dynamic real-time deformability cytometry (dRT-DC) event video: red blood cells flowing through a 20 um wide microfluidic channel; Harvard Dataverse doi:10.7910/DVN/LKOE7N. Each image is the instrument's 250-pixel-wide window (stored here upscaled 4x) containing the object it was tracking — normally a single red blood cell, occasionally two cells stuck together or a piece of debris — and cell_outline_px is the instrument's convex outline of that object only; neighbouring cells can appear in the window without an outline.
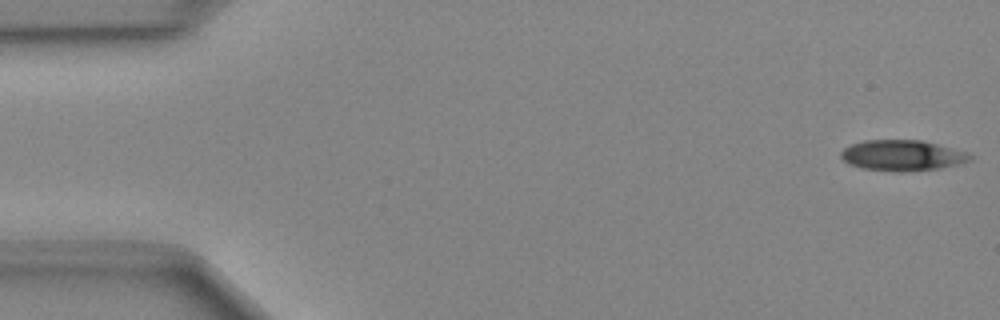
{"species": "Egyptian fruit bat (a non-hibernating species)", "species_latin": "Rousettus aegyptiacus", "temperature_condition": "cold", "stored_images_in_passage": 48, "camera_frame_rate_fps": 3000, "um_per_image_px": 0.085, "animal": {"sex": "female"}, "frame": {"image": 1, "passage_image": 1, "time_ms": 0.0, "image_size_px": [1000, 320], "cell_outline_px": [[972, 160], [964, 164], [940, 168], [900, 172], [864, 168], [848, 164], [840, 156], [840, 152], [844, 148], [852, 144], [864, 140], [920, 140], [968, 152], [972, 156]], "centroid_in_image_um": [76.73, 13.21], "position_along_channel_um": 8.3, "area_um2": 23.12}}
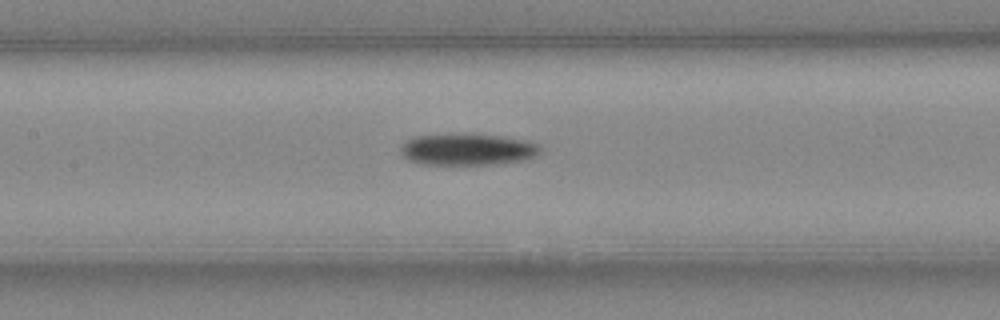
{"frame": {"image": 2, "passage_image": 22, "time_ms": 7.0, "image_size_px": [1000, 320], "cell_outline_px": [[540, 152], [532, 156], [520, 160], [492, 164], [420, 164], [408, 160], [400, 152], [400, 148], [408, 140], [416, 136], [460, 132], [468, 132], [500, 136], [528, 140], [536, 144], [540, 148]], "centroid_in_image_um": [39.69, 12.67], "position_along_channel_um": 167.7, "area_um2": 25.89}}
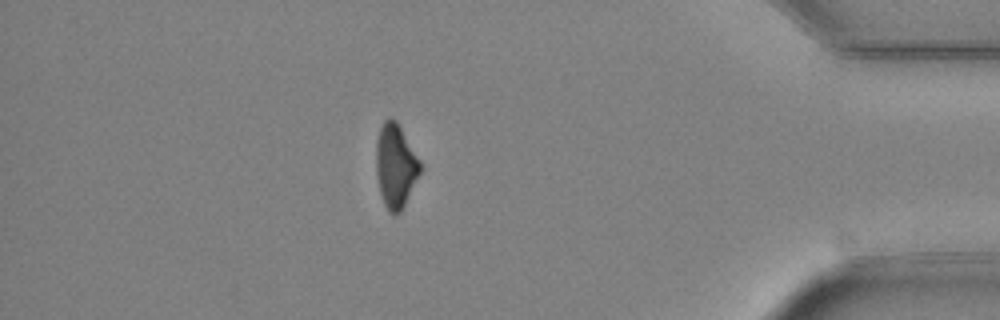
{"frame": {"image": 3, "passage_image": 42, "time_ms": 13.667, "image_size_px": [1000, 320], "cell_outline_px": [[420, 172], [400, 212], [392, 216], [388, 212], [384, 204], [380, 192], [376, 172], [376, 140], [380, 128], [384, 120], [388, 116], [392, 116], [396, 120], [420, 160]], "centroid_in_image_um": [33.59, 14.07], "position_along_channel_um": 401.6, "area_um2": 21.39}}